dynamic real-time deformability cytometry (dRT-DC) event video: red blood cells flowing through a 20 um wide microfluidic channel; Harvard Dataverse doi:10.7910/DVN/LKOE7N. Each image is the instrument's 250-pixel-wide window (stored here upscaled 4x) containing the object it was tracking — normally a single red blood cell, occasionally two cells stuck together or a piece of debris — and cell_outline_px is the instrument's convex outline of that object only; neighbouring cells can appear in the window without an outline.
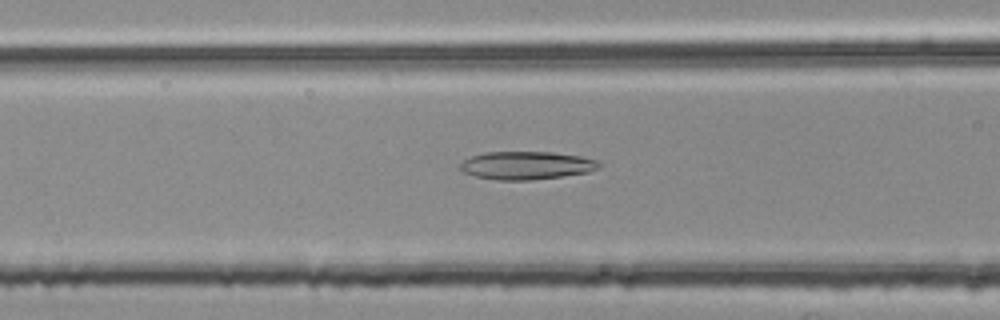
{"species": "common noctule bat (a hibernating species)", "species_latin": "Nyctalus noctula", "temperature_condition": "room temperature", "stored_images_in_passage": 43, "camera_frame_rate_fps": 3000, "um_per_image_px": 0.085, "animal": {"sex": "female", "body_mass_g": 25.1}, "frame": {"image": 1, "passage_image": 14, "time_ms": 4.333, "image_size_px": [1000, 320], "cell_outline_px": [[600, 164], [596, 168], [588, 172], [560, 176], [528, 180], [496, 180], [476, 176], [464, 172], [460, 168], [460, 164], [464, 160], [472, 156], [484, 152], [552, 152], [580, 156], [596, 160]], "centroid_in_image_um": [44.71, 14.05], "position_along_channel_um": 121.9, "area_um2": 22.37}}
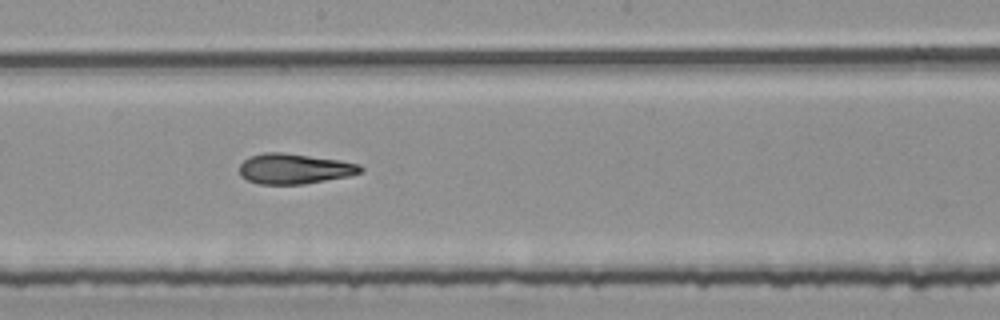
{"frame": {"image": 2, "passage_image": 22, "time_ms": 7.0, "image_size_px": [1000, 320], "cell_outline_px": [[364, 172], [348, 176], [304, 184], [256, 184], [240, 176], [240, 164], [248, 156], [264, 152], [284, 152], [340, 160], [360, 164], [364, 168]], "centroid_in_image_um": [25.02, 14.34], "position_along_channel_um": 223.2, "area_um2": 21.62}}
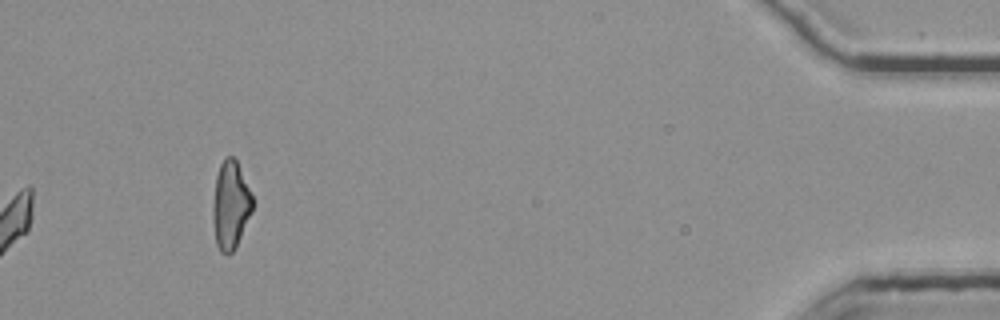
{"frame": {"image": 3, "passage_image": 43, "time_ms": 14.0, "image_size_px": [1000, 320], "cell_outline_px": [[252, 212], [236, 248], [228, 256], [220, 252], [216, 244], [212, 220], [212, 204], [216, 176], [220, 164], [224, 156], [232, 156], [236, 160], [252, 196]], "centroid_in_image_um": [19.57, 17.48], "position_along_channel_um": 415.6, "area_um2": 20.52}, "authors_computed_cell_mechanics": {"area_um2": 21.5594, "velocity_mm_per_s": 3.8027, "shape_relaxation_time_tau1_ms": 4.8944, "shape_relaxation_time_tau2_ms": 2.967, "deformation_change_tau1": 0.1836, "deformation_change_tau2": 0.1257}}